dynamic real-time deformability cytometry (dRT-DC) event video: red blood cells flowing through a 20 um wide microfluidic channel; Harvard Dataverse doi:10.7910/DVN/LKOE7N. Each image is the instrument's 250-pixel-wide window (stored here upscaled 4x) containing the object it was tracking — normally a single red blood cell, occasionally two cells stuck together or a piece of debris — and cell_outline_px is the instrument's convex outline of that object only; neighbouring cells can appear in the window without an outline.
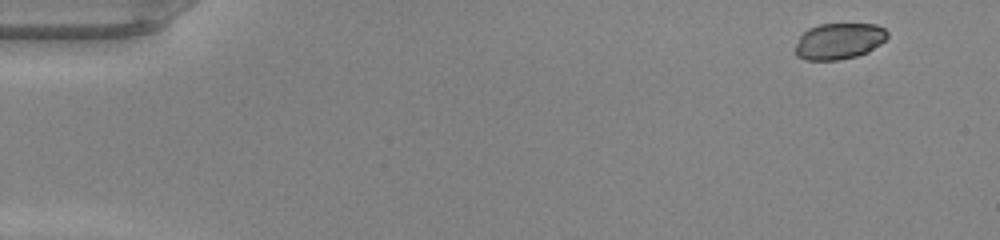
{"species": "common noctule bat (a hibernating species)", "species_latin": "Nyctalus noctula", "temperature_condition": "warm", "stored_images_in_passage": 46, "camera_frame_rate_fps": 3000, "um_per_image_px": 0.085, "animal": {"sex": "male", "body_mass_g": 20.0, "forearm_length_mm": 53.3}, "frame": {"image": 1, "passage_image": 1, "time_ms": 0.0, "image_size_px": [1000, 240], "cell_outline_px": [[888, 36], [880, 44], [868, 52], [856, 56], [836, 60], [804, 60], [796, 56], [792, 52], [800, 36], [808, 28], [820, 24], [876, 24], [884, 28], [888, 32]], "centroid_in_image_um": [71.28, 3.5], "position_along_channel_um": 13.7, "area_um2": 19.59}}
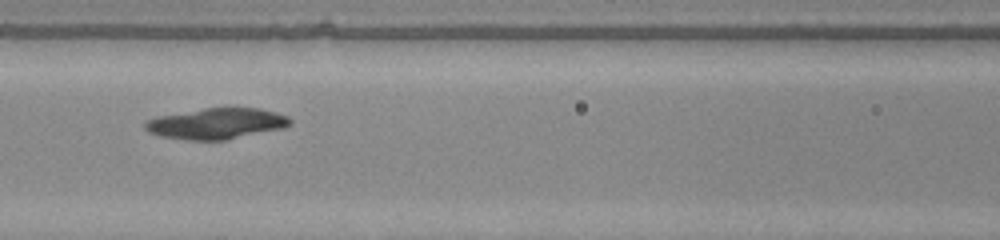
{"frame": {"image": 2, "passage_image": 20, "time_ms": 6.333, "image_size_px": [1000, 240], "cell_outline_px": [[292, 124], [284, 128], [224, 140], [188, 140], [160, 136], [148, 132], [144, 128], [144, 120], [156, 116], [204, 108], [260, 108], [276, 112], [288, 116], [292, 120]], "centroid_in_image_um": [18.38, 10.5], "position_along_channel_um": 148.2, "area_um2": 26.3}}
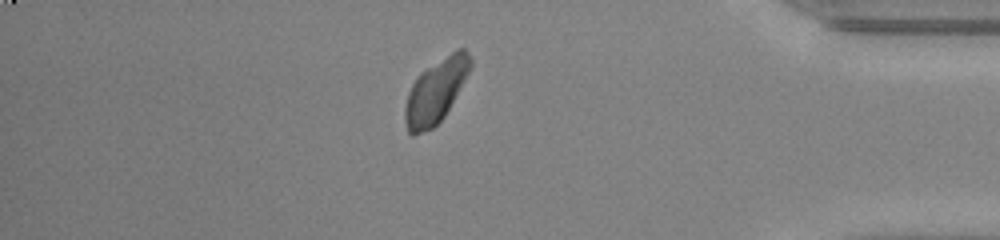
{"frame": {"image": 3, "passage_image": 40, "time_ms": 13.0, "image_size_px": [1000, 240], "cell_outline_px": [[472, 64], [468, 72], [444, 116], [432, 128], [412, 136], [408, 132], [404, 120], [404, 108], [408, 92], [412, 84], [420, 72], [456, 48], [464, 48], [468, 52], [472, 60]], "centroid_in_image_um": [37.01, 7.73], "position_along_channel_um": 398.2, "area_um2": 24.04}}